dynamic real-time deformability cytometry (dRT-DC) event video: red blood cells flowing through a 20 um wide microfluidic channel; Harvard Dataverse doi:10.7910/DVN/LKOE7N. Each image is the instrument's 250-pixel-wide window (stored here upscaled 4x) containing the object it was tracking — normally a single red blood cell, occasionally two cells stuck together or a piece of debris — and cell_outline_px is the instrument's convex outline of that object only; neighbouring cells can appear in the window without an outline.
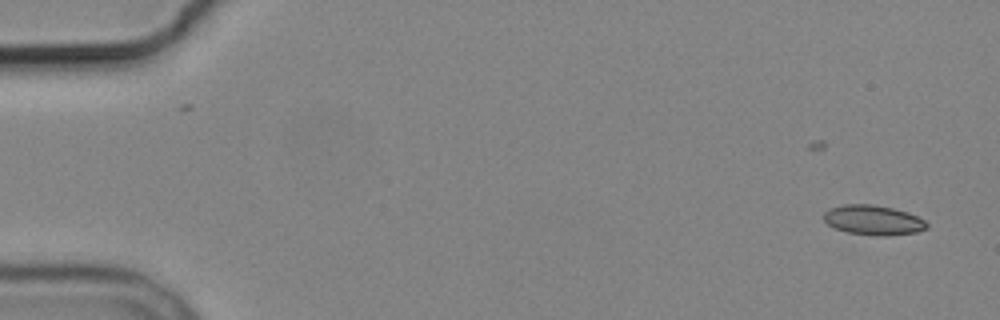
{"species": "common noctule bat (a hibernating species)", "species_latin": "Nyctalus noctula", "temperature_condition": "cold", "stored_images_in_passage": 5, "camera_frame_rate_fps": 3000, "um_per_image_px": 0.085, "animal": {"sex": "male", "body_mass_g": 19.2, "forearm_length_mm": 51.8}, "frame": {"image": 1, "passage_image": 2, "time_ms": 1.333, "image_size_px": [1000, 320], "cell_outline_px": [[928, 228], [916, 232], [888, 236], [876, 236], [848, 232], [836, 228], [828, 224], [824, 220], [824, 212], [828, 208], [844, 204], [872, 204], [892, 208], [908, 212], [924, 220], [928, 224]], "centroid_in_image_um": [74.23, 18.7], "position_along_channel_um": 10.8, "area_um2": 17.92}}
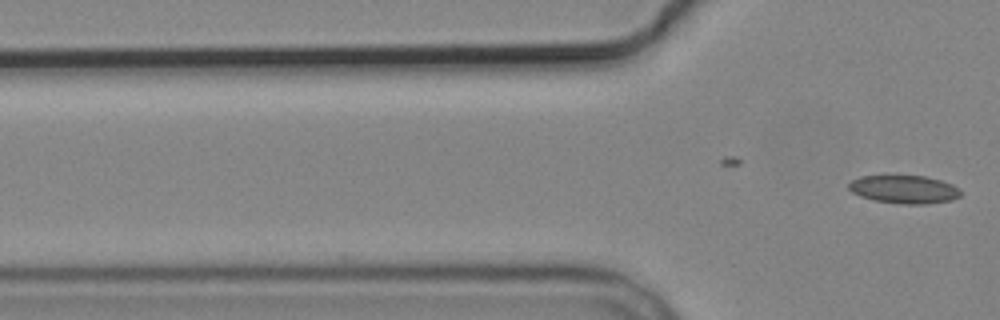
{"frame": {"image": 2, "passage_image": 5, "time_ms": 5.667, "image_size_px": [1000, 320], "cell_outline_px": [[960, 196], [952, 200], [924, 204], [904, 204], [876, 200], [860, 196], [852, 192], [848, 188], [848, 184], [852, 180], [860, 176], [924, 176], [940, 180], [952, 184], [960, 188]], "centroid_in_image_um": [76.86, 16.09], "position_along_channel_um": 48.9, "area_um2": 18.21}}